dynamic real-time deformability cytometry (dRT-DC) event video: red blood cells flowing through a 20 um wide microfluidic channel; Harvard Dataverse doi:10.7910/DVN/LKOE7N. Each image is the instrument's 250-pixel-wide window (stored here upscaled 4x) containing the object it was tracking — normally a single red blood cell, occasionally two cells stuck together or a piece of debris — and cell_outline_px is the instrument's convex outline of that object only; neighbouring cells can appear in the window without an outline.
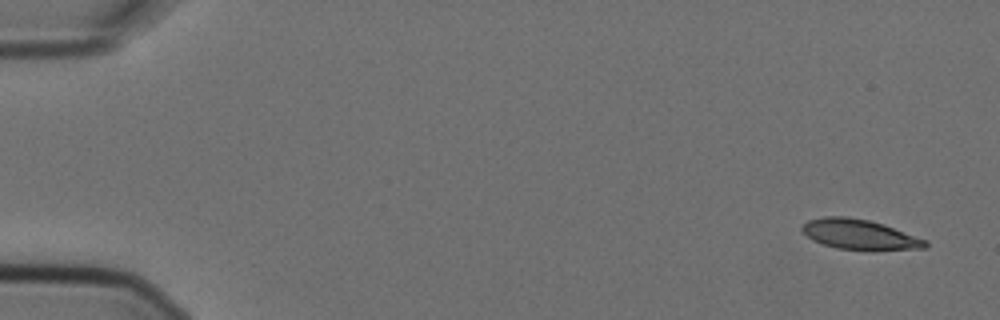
{"species": "Egyptian fruit bat (a non-hibernating species)", "species_latin": "Rousettus aegyptiacus", "temperature_condition": "cold", "stored_images_in_passage": 5, "camera_frame_rate_fps": 3000, "um_per_image_px": 0.085, "animal": {"sex": "female"}, "frame": {"image": 1, "passage_image": 1, "time_ms": 0.0, "image_size_px": [1000, 320], "cell_outline_px": [[928, 248], [872, 252], [836, 248], [812, 240], [800, 228], [808, 220], [824, 216], [848, 216], [868, 220], [884, 224], [928, 240]], "centroid_in_image_um": [73.14, 19.96], "position_along_channel_um": 11.9, "area_um2": 22.25}}
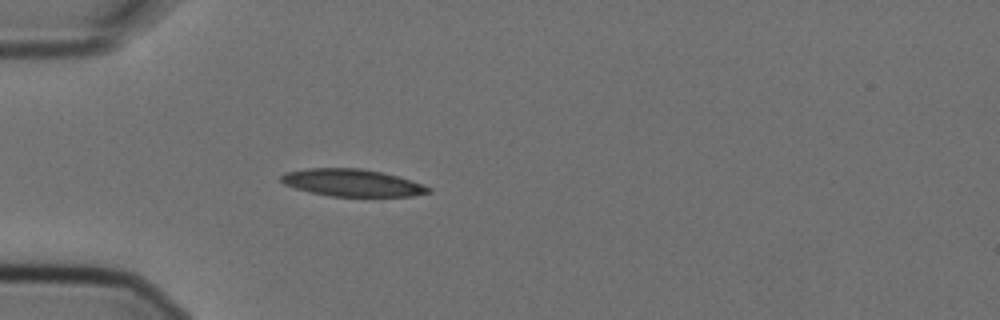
{"frame": {"image": 2, "passage_image": 5, "time_ms": 1.333, "image_size_px": [1000, 320], "cell_outline_px": [[432, 192], [412, 196], [332, 196], [308, 192], [284, 184], [280, 180], [280, 176], [284, 172], [308, 168], [360, 168], [384, 172], [432, 188]], "centroid_in_image_um": [29.89, 15.53], "position_along_channel_um": 55.1, "area_um2": 23.29}}